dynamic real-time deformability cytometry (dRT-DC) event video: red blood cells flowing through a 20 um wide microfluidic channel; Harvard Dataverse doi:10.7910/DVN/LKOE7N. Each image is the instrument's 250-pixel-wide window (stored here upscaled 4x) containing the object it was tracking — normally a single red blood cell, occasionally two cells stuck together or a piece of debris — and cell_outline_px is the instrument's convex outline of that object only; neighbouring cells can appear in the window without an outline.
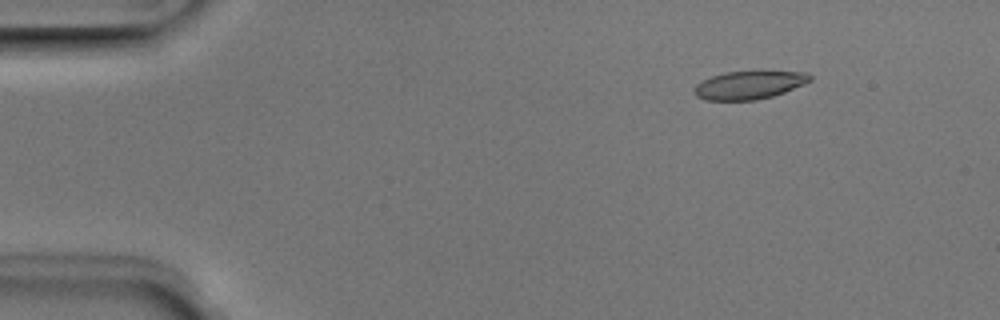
{"species": "Egyptian fruit bat (a non-hibernating species)", "species_latin": "Rousettus aegyptiacus", "temperature_condition": "room temperature", "stored_images_in_passage": 51, "camera_frame_rate_fps": 3000, "um_per_image_px": 0.085, "animal": {"sex": "male"}, "frame": {"image": 1, "passage_image": 7, "time_ms": 2.0, "image_size_px": [1000, 320], "cell_outline_px": [[812, 80], [804, 84], [784, 92], [772, 96], [756, 100], [704, 100], [696, 96], [696, 84], [712, 76], [724, 72], [760, 68], [808, 72], [812, 76]], "centroid_in_image_um": [63.77, 7.16], "position_along_channel_um": 21.2, "area_um2": 19.88}}
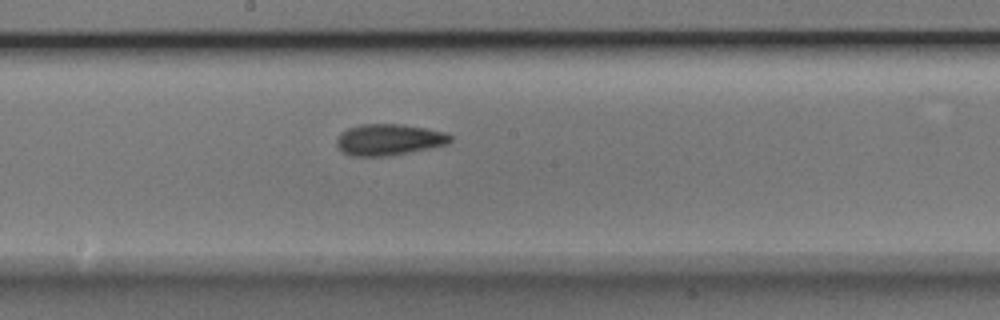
{"frame": {"image": 2, "passage_image": 28, "time_ms": 9.0, "image_size_px": [1000, 320], "cell_outline_px": [[452, 140], [448, 144], [388, 156], [352, 156], [340, 152], [336, 144], [336, 140], [340, 132], [348, 128], [360, 124], [404, 124], [448, 132], [452, 136]], "centroid_in_image_um": [33.04, 11.86], "position_along_channel_um": 215.2, "area_um2": 20.98}}
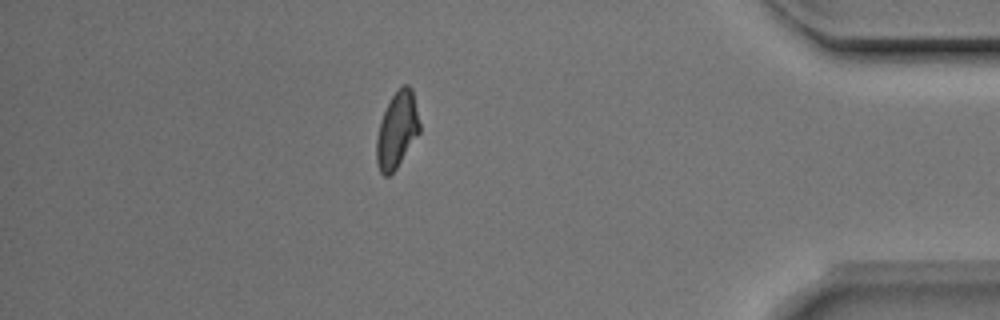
{"frame": {"image": 3, "passage_image": 45, "time_ms": 14.667, "image_size_px": [1000, 320], "cell_outline_px": [[420, 132], [396, 168], [388, 176], [384, 176], [380, 172], [376, 164], [376, 140], [380, 120], [392, 96], [404, 84], [408, 84], [412, 88], [420, 124]], "centroid_in_image_um": [33.74, 11.06], "position_along_channel_um": 401.5, "area_um2": 18.96}, "authors_computed_cell_mechanics": {"area_um2": 19.941, "velocity_mm_per_s": 3.9842, "shape_relaxation_time_tau1_ms": 3.5133, "shape_relaxation_time_tau2_ms": 1.8378, "deformation_change_tau1": 0.1399, "deformation_change_tau2": 0.0923}}